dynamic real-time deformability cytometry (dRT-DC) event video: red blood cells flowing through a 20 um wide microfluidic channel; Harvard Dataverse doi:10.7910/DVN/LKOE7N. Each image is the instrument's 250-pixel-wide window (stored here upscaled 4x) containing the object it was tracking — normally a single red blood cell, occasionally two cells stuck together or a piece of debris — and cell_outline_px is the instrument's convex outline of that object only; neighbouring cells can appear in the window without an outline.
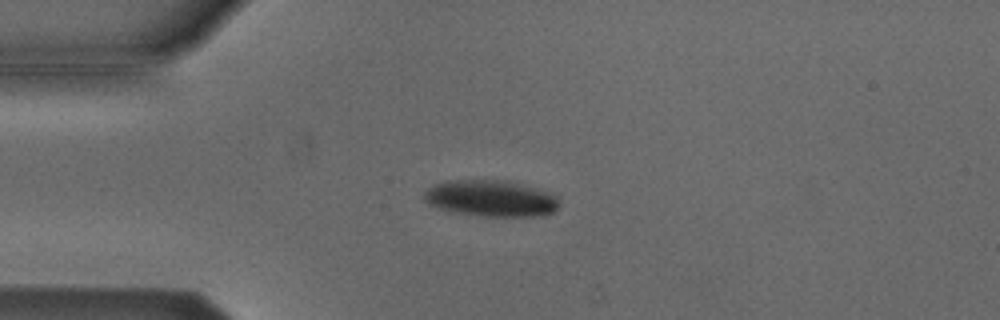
{"species": "Egyptian fruit bat (a non-hibernating species)", "species_latin": "Rousettus aegyptiacus", "temperature_condition": "cold", "stored_images_in_passage": 53, "camera_frame_rate_fps": 3000, "um_per_image_px": 0.085, "animal": {"sex": "male"}, "frame": {"image": 1, "passage_image": 13, "time_ms": 4.0, "image_size_px": [1000, 320], "cell_outline_px": [[560, 204], [552, 212], [544, 216], [480, 216], [452, 212], [428, 204], [424, 200], [424, 192], [428, 188], [444, 180], [508, 180], [560, 196]], "centroid_in_image_um": [41.74, 16.86], "position_along_channel_um": 43.3, "area_um2": 28.84}}
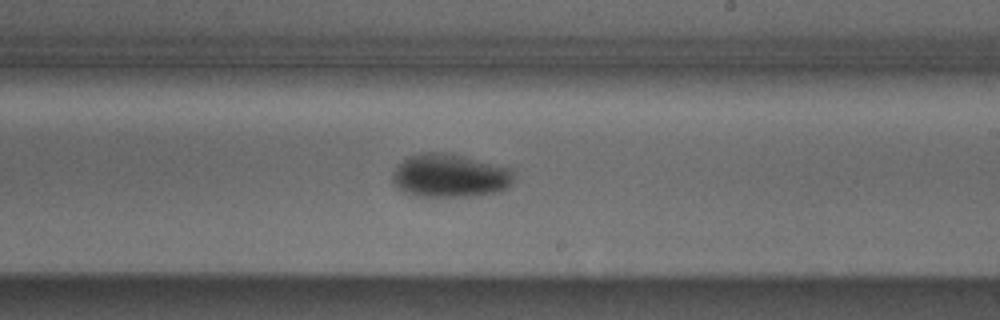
{"frame": {"image": 2, "passage_image": 31, "time_ms": 10.0, "image_size_px": [1000, 320], "cell_outline_px": [[516, 176], [508, 188], [500, 192], [476, 196], [416, 196], [404, 192], [396, 188], [392, 180], [392, 172], [408, 156], [424, 152], [444, 152], [512, 168]], "centroid_in_image_um": [38.27, 14.95], "position_along_channel_um": 250.7, "area_um2": 30.92}}
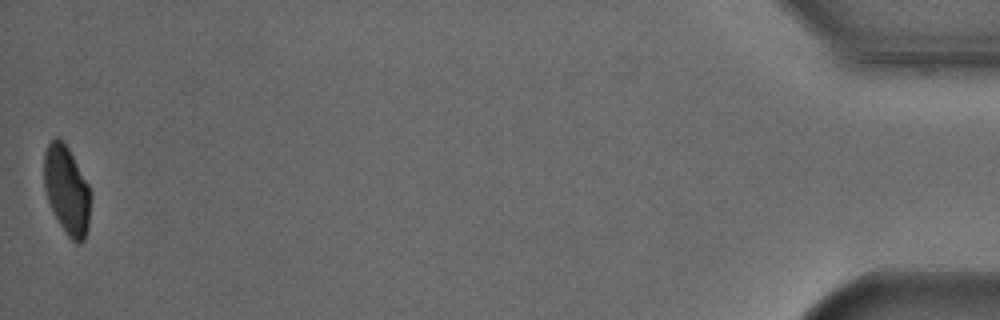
{"frame": {"image": 3, "passage_image": 53, "time_ms": 17.333, "image_size_px": [1000, 320], "cell_outline_px": [[92, 196], [88, 228], [84, 240], [80, 244], [76, 244], [68, 236], [60, 224], [48, 200], [44, 188], [44, 152], [48, 144], [56, 136], [68, 148], [88, 184], [92, 192]], "centroid_in_image_um": [5.7, 16.19], "position_along_channel_um": 429.5, "area_um2": 23.99}, "authors_computed_cell_mechanics": {"area_um2": 27.8596, "velocity_mm_per_s": 3.8038, "shape_relaxation_time_tau1_ms": 4.3714, "shape_relaxation_time_tau2_ms": 7.4032, "deformation_change_tau1": 0.1134, "deformation_change_tau2": 0.0711}}